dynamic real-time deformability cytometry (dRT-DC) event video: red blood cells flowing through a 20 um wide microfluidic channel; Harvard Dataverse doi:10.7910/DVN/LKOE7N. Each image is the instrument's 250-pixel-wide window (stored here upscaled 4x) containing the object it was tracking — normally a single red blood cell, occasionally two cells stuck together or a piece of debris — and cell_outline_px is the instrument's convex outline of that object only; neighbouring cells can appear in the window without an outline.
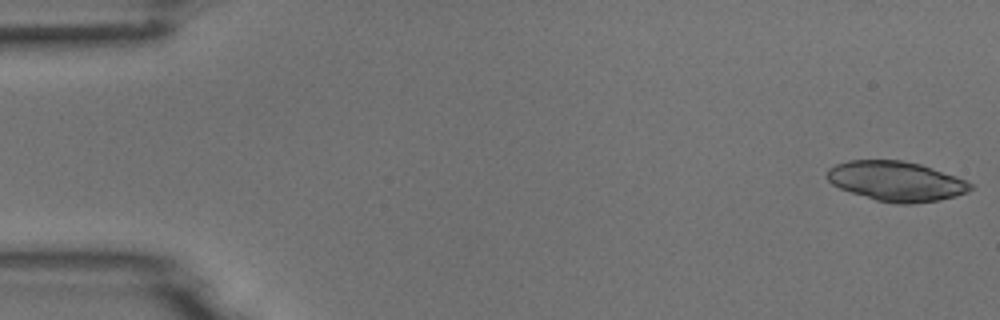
{"species": "common noctule bat (a hibernating species)", "species_latin": "Nyctalus noctula", "temperature_condition": "room temperature", "stored_images_in_passage": 4, "camera_frame_rate_fps": 3000, "um_per_image_px": 0.085, "animal": {"sex": "male", "body_mass_g": 18.8}, "frame": {"image": 1, "passage_image": 1, "time_ms": 0.0, "image_size_px": [1000, 320], "cell_outline_px": [[976, 188], [968, 192], [956, 196], [940, 200], [912, 204], [896, 204], [876, 200], [840, 188], [832, 184], [824, 176], [828, 168], [836, 164], [848, 160], [900, 160], [920, 164], [956, 176], [972, 184]], "centroid_in_image_um": [76.18, 15.4], "position_along_channel_um": 8.8, "area_um2": 33.41}}